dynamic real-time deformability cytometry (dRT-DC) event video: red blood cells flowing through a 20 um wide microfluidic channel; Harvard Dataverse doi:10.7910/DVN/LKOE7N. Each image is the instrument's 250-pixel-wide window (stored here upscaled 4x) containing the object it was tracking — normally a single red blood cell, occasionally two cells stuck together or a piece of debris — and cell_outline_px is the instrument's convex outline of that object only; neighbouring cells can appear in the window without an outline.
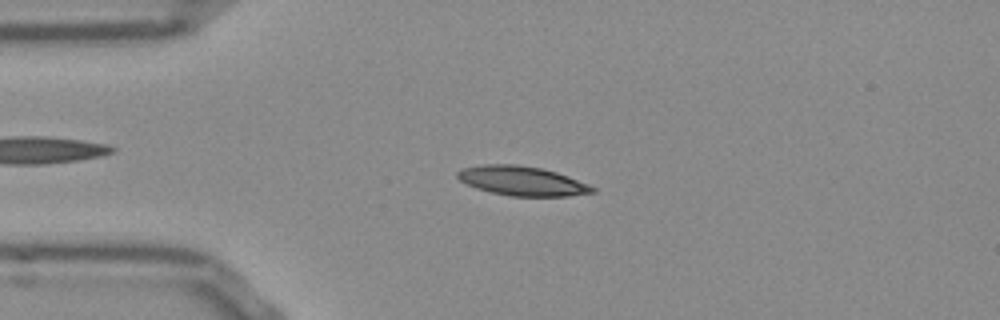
{"species": "Egyptian fruit bat (a non-hibernating species)", "species_latin": "Rousettus aegyptiacus", "temperature_condition": "room temperature", "stored_images_in_passage": 45, "camera_frame_rate_fps": 3000, "um_per_image_px": 0.085, "frame": {"image": 1, "passage_image": 5, "time_ms": 1.333, "image_size_px": [1000, 320], "cell_outline_px": [[596, 192], [568, 196], [512, 196], [492, 192], [476, 188], [460, 180], [456, 176], [456, 172], [464, 168], [484, 164], [516, 164], [544, 168], [568, 176], [588, 184], [596, 188]], "centroid_in_image_um": [44.4, 15.37], "position_along_channel_um": 40.6, "area_um2": 23.06}}
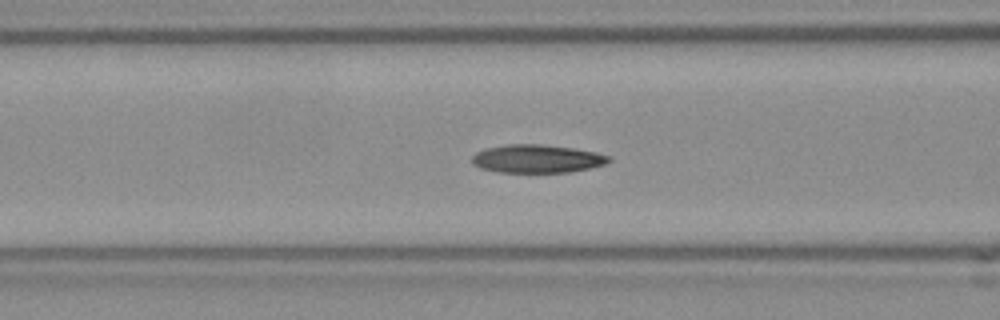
{"frame": {"image": 2, "passage_image": 13, "time_ms": 4.0, "image_size_px": [1000, 320], "cell_outline_px": [[612, 160], [604, 164], [592, 168], [572, 172], [496, 172], [480, 168], [472, 164], [472, 156], [476, 152], [488, 148], [508, 144], [540, 144], [572, 148], [596, 152], [612, 156]], "centroid_in_image_um": [45.67, 13.5], "position_along_channel_um": 120.9, "area_um2": 22.6}}
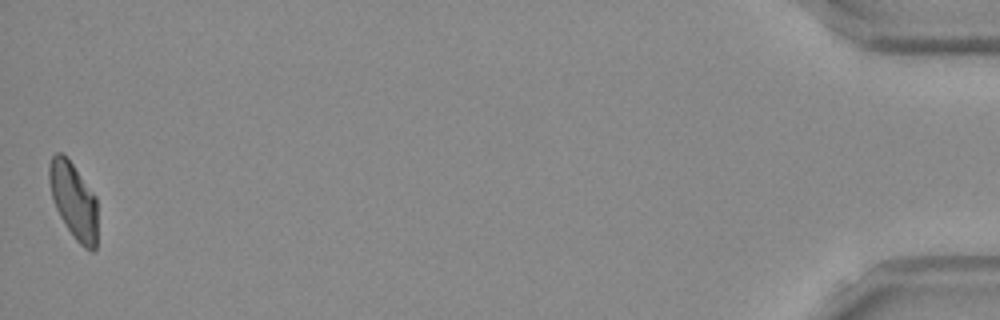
{"frame": {"image": 3, "passage_image": 45, "time_ms": 14.667, "image_size_px": [1000, 320], "cell_outline_px": [[96, 248], [92, 252], [84, 248], [72, 236], [60, 216], [52, 200], [48, 176], [48, 164], [52, 156], [56, 152], [60, 152], [72, 164], [96, 196]], "centroid_in_image_um": [6.24, 17.06], "position_along_channel_um": 429.0, "area_um2": 21.33}, "authors_computed_cell_mechanics": {"area_um2": 22.542, "velocity_mm_per_s": 3.8162, "shape_relaxation_time_tau1_ms": null, "shape_relaxation_time_tau2_ms": 3.4011, "deformation_change_tau1": null, "deformation_change_tau2": 0.0982}}